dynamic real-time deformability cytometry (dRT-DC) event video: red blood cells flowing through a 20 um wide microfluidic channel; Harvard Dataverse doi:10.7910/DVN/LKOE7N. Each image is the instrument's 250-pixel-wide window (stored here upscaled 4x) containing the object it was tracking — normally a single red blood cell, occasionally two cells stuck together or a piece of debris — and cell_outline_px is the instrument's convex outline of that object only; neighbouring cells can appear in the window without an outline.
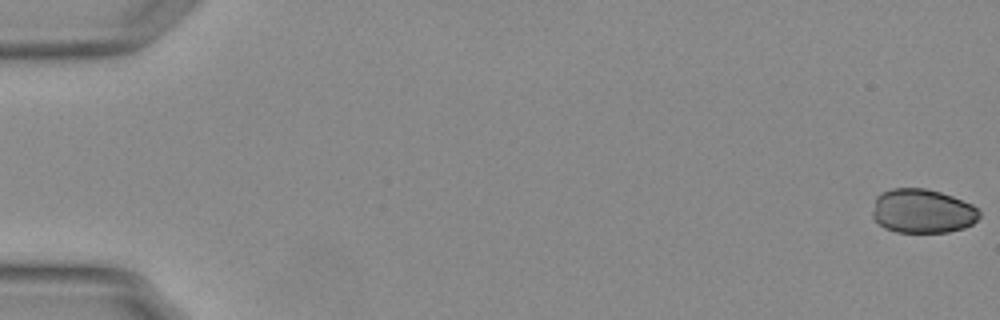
{"species": "Egyptian fruit bat (a non-hibernating species)", "species_latin": "Rousettus aegyptiacus", "temperature_condition": "warm", "stored_images_in_passage": 55, "camera_frame_rate_fps": 3000, "um_per_image_px": 0.085, "animal": {"sex": "female"}, "frame": {"image": 1, "passage_image": 1, "time_ms": 0.0, "image_size_px": [1000, 320], "cell_outline_px": [[980, 216], [972, 224], [964, 228], [948, 232], [896, 232], [884, 228], [872, 216], [872, 212], [876, 196], [880, 192], [892, 188], [924, 188], [940, 192], [952, 196], [972, 204], [980, 212]], "centroid_in_image_um": [78.39, 17.94], "position_along_channel_um": 6.6, "area_um2": 27.57}}
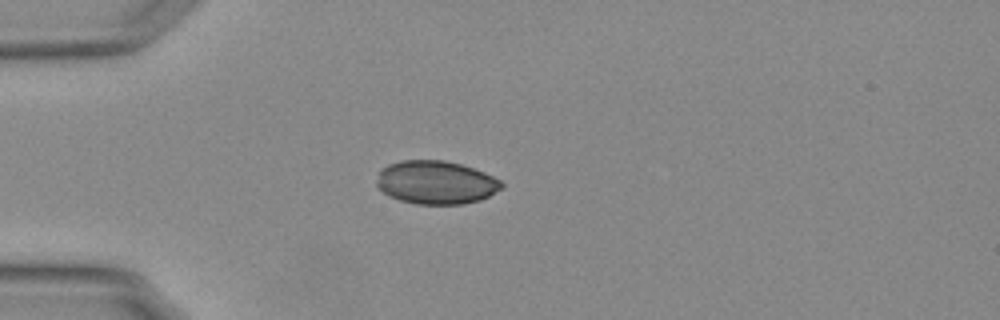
{"frame": {"image": 2, "passage_image": 16, "time_ms": 5.0, "image_size_px": [1000, 320], "cell_outline_px": [[504, 188], [480, 200], [460, 204], [416, 204], [400, 200], [384, 192], [376, 184], [376, 180], [380, 168], [388, 164], [400, 160], [444, 160], [460, 164], [484, 172], [500, 180], [504, 184]], "centroid_in_image_um": [37.05, 15.5], "position_along_channel_um": 47.9, "area_um2": 31.56}}
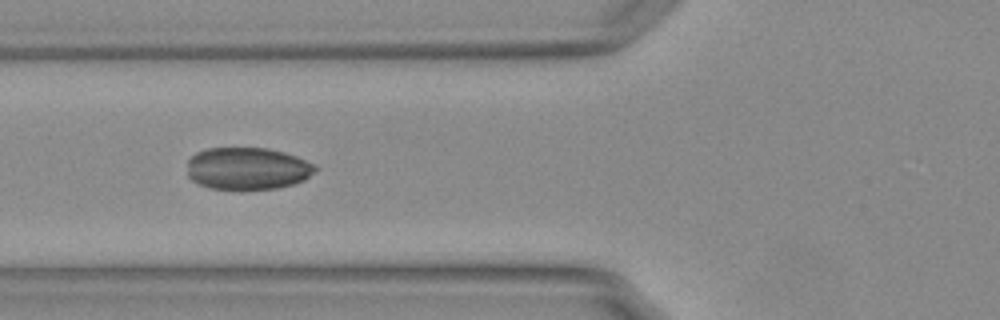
{"frame": {"image": 3, "passage_image": 22, "time_ms": 7.0, "image_size_px": [1000, 320], "cell_outline_px": [[320, 168], [304, 180], [292, 184], [276, 188], [240, 192], [208, 188], [196, 184], [188, 176], [188, 160], [196, 152], [208, 148], [268, 148], [284, 152], [296, 156], [316, 164]], "centroid_in_image_um": [21.03, 14.36], "position_along_channel_um": 104.8, "area_um2": 32.48}}